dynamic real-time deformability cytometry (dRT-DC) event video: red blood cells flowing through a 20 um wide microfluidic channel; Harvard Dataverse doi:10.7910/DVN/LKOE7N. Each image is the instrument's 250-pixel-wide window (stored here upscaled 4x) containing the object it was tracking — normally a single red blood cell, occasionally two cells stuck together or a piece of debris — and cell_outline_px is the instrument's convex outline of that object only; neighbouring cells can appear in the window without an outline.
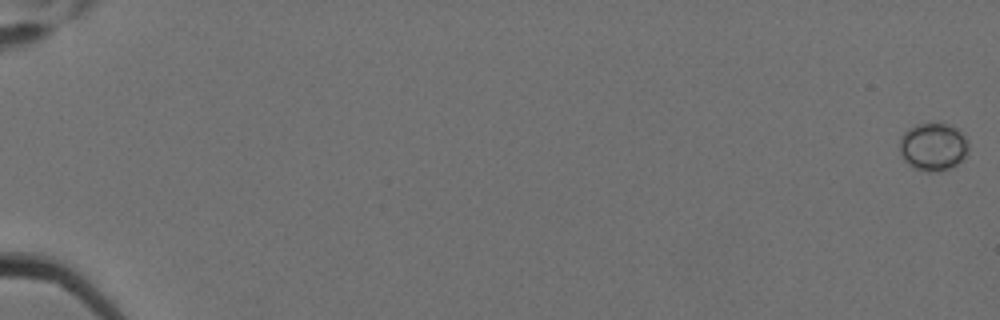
{"species": "Egyptian fruit bat (a non-hibernating species)", "species_latin": "Rousettus aegyptiacus", "temperature_condition": "cold", "stored_images_in_passage": 3, "camera_frame_rate_fps": 3000, "um_per_image_px": 0.085, "animal": {"sex": "female"}, "frame": {"image": 1, "passage_image": 1, "time_ms": 0.0, "image_size_px": [1000, 320], "cell_outline_px": [[968, 156], [964, 160], [952, 168], [936, 172], [928, 172], [916, 168], [908, 164], [900, 156], [900, 136], [908, 128], [916, 124], [948, 124], [956, 128], [968, 140]], "centroid_in_image_um": [79.34, 12.5], "position_along_channel_um": 5.7, "area_um2": 19.48}}